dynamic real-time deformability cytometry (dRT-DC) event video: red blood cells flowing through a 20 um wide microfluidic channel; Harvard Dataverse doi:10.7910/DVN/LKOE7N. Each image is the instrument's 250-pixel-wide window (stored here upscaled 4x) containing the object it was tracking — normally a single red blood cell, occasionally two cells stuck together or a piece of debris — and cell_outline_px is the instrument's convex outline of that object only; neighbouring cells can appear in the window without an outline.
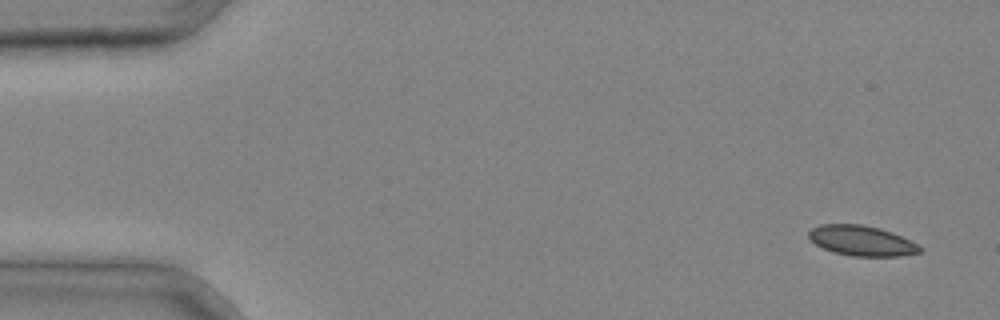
{"species": "common noctule bat (a hibernating species)", "species_latin": "Nyctalus noctula", "temperature_condition": "cold", "stored_images_in_passage": 4, "camera_frame_rate_fps": 3000, "um_per_image_px": 0.085, "animal": {"sex": "male", "body_mass_g": 20.4}, "frame": {"image": 1, "passage_image": 1, "time_ms": 0.0, "image_size_px": [1000, 320], "cell_outline_px": [[924, 248], [920, 252], [900, 256], [852, 256], [836, 252], [824, 248], [816, 244], [808, 236], [808, 232], [812, 228], [820, 224], [860, 224], [880, 228], [892, 232]], "centroid_in_image_um": [73.24, 20.45], "position_along_channel_um": 11.8, "area_um2": 19.31}}
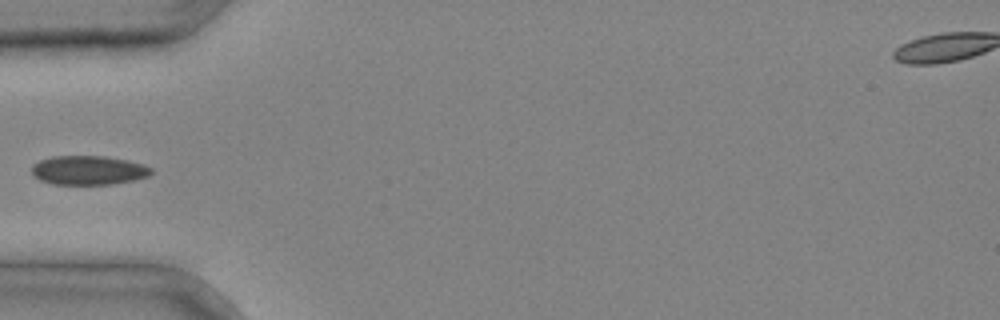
{"frame": {"image": 2, "passage_image": 4, "time_ms": 1.0, "image_size_px": [1000, 320], "cell_outline_px": [[152, 172], [148, 176], [132, 180], [112, 184], [52, 184], [40, 180], [32, 176], [32, 164], [40, 160], [52, 156], [104, 156], [128, 160], [144, 164], [152, 168]], "centroid_in_image_um": [7.49, 14.46], "position_along_channel_um": 77.5, "area_um2": 20.35}}